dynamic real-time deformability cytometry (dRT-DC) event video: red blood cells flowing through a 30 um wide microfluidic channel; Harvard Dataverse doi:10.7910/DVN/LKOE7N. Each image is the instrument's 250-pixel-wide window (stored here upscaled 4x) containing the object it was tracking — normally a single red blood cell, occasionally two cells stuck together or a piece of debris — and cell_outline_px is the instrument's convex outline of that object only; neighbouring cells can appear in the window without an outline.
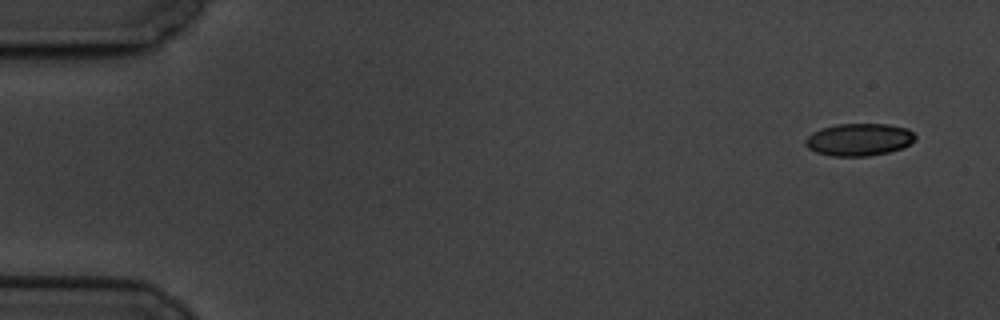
{"species": "common noctule bat (a hibernating species)", "species_latin": "Nyctalus noctula", "temperature_condition": "cold", "stored_images_in_passage": 11, "camera_frame_rate_fps": 3000, "um_per_image_px": 0.085, "animal": {"sex": "male", "body_mass_g": 19.5, "forearm_length_mm": 54.6}, "frame": {"image": 1, "passage_image": 1, "time_ms": 0.0, "image_size_px": [1000, 320], "cell_outline_px": [[916, 140], [912, 144], [888, 152], [868, 156], [832, 156], [816, 152], [808, 148], [804, 144], [804, 140], [812, 132], [820, 128], [836, 124], [888, 124], [908, 128], [916, 136]], "centroid_in_image_um": [73.01, 11.86], "position_along_channel_um": 12.0, "area_um2": 20.92}}
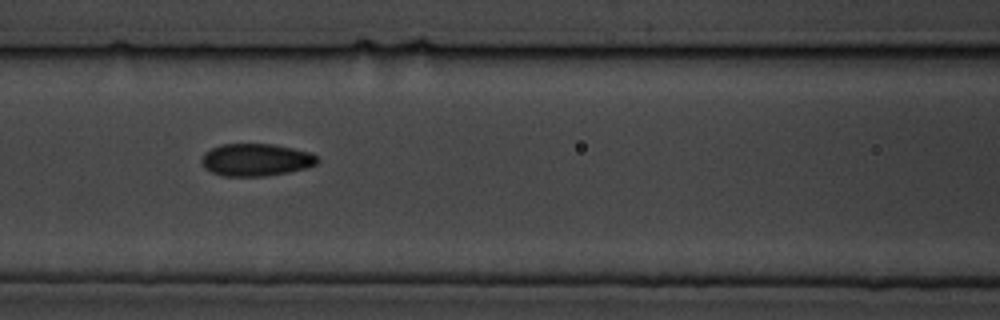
{"frame": {"image": 2, "passage_image": 7, "time_ms": 7.667, "image_size_px": [1000, 320], "cell_outline_px": [[320, 160], [316, 164], [304, 168], [288, 172], [264, 176], [224, 176], [212, 172], [204, 168], [200, 160], [204, 152], [220, 144], [272, 144], [312, 152]], "centroid_in_image_um": [21.74, 13.58], "position_along_channel_um": 144.9, "area_um2": 21.91}}
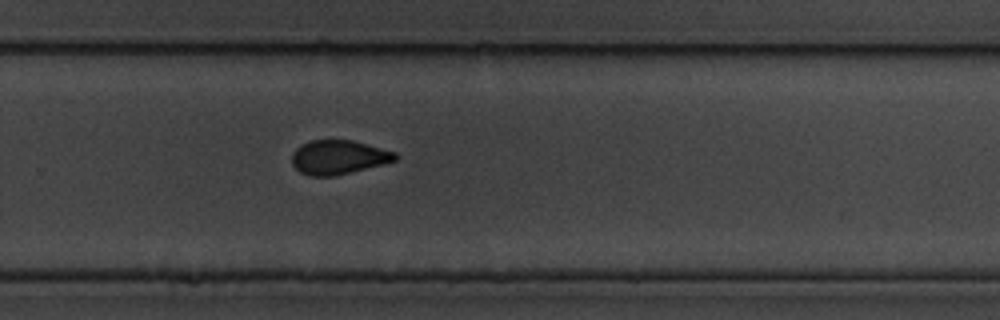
{"frame": {"image": 3, "passage_image": 11, "time_ms": 12.333, "image_size_px": [1000, 320], "cell_outline_px": [[396, 160], [384, 164], [336, 176], [308, 176], [300, 172], [292, 164], [292, 152], [300, 144], [312, 140], [352, 140], [396, 152]], "centroid_in_image_um": [28.74, 13.37], "position_along_channel_um": 301.1, "area_um2": 20.63}}